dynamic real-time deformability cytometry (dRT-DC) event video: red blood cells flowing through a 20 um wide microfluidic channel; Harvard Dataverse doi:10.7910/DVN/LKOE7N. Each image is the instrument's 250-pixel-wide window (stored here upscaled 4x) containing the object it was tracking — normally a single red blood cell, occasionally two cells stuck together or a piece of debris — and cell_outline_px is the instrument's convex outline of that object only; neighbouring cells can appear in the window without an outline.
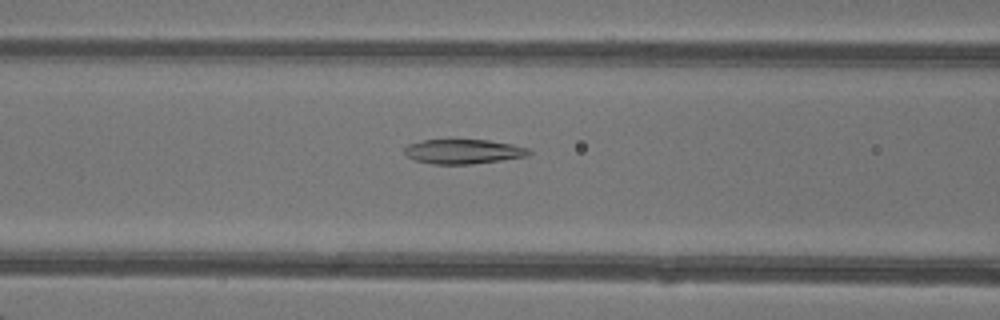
{"species": "common noctule bat (a hibernating species)", "species_latin": "Nyctalus noctula", "temperature_condition": "warm", "stored_images_in_passage": 30, "camera_frame_rate_fps": 3000, "um_per_image_px": 0.085, "animal": {"sex": "female"}, "frame": {"image": 1, "passage_image": 8, "time_ms": 2.333, "image_size_px": [1000, 320], "cell_outline_px": [[532, 152], [528, 156], [472, 164], [432, 164], [412, 160], [404, 156], [404, 148], [408, 144], [424, 140], [488, 140], [512, 144], [528, 148]], "centroid_in_image_um": [39.34, 12.88], "position_along_channel_um": 127.3, "area_um2": 17.92}}
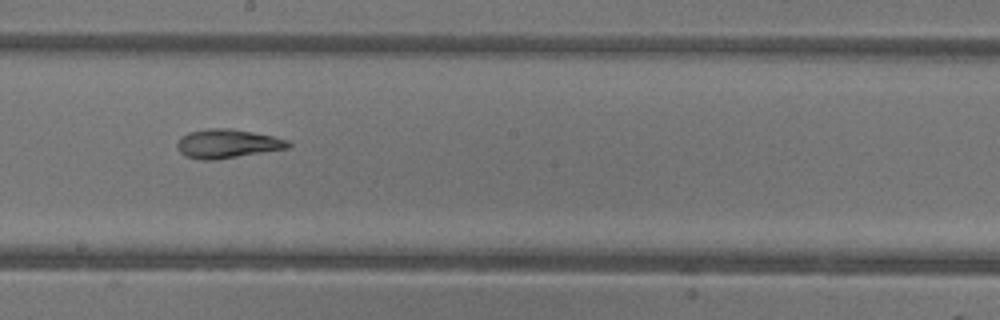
{"frame": {"image": 2, "passage_image": 15, "time_ms": 4.667, "image_size_px": [1000, 320], "cell_outline_px": [[292, 144], [288, 148], [212, 160], [200, 160], [184, 156], [180, 152], [176, 144], [180, 136], [188, 132], [208, 128], [232, 128], [272, 136], [288, 140]], "centroid_in_image_um": [19.28, 12.2], "position_along_channel_um": 228.9, "area_um2": 18.67}}
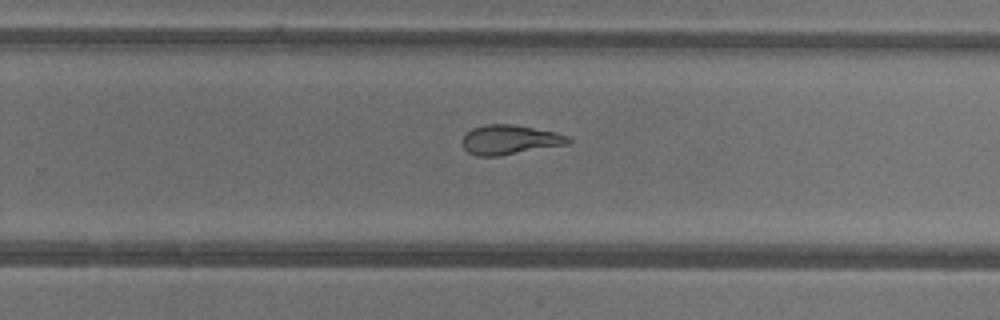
{"frame": {"image": 3, "passage_image": 19, "time_ms": 6.0, "image_size_px": [1000, 320], "cell_outline_px": [[572, 140], [568, 144], [500, 156], [476, 156], [468, 152], [464, 148], [460, 140], [472, 128], [488, 124], [512, 124], [556, 132], [568, 136]], "centroid_in_image_um": [43.32, 11.88], "position_along_channel_um": 286.5, "area_um2": 18.26}, "authors_computed_cell_mechanics": {"area_um2": 18.3226, "velocity_mm_per_s": 4.3556, "shape_relaxation_time_tau1_ms": null, "shape_relaxation_time_tau2_ms": 1.7699, "deformation_change_tau1": null, "deformation_change_tau2": 0.084}}